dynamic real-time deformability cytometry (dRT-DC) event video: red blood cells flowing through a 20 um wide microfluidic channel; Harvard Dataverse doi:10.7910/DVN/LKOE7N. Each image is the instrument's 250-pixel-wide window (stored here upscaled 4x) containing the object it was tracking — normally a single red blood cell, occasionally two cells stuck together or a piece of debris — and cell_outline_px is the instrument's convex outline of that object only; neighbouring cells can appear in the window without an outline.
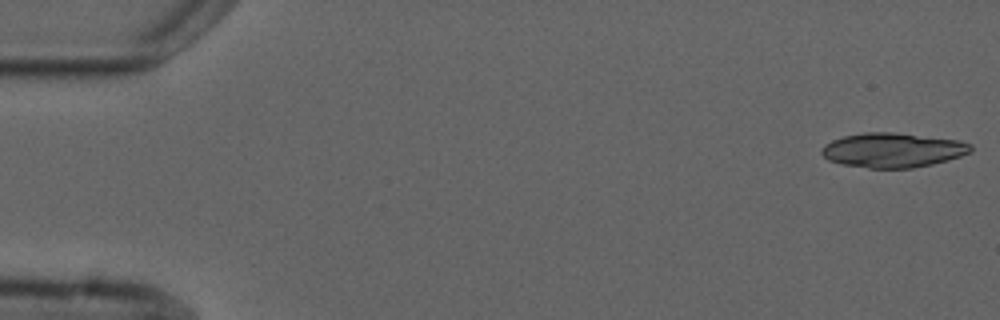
{"species": "common noctule bat (a hibernating species)", "species_latin": "Nyctalus noctula", "temperature_condition": "cold", "stored_images_in_passage": 6, "camera_frame_rate_fps": 3000, "um_per_image_px": 0.085, "animal": {"sex": "male", "forearm_length_mm": 52.5}, "frame": {"image": 1, "passage_image": 1, "time_ms": 0.0, "image_size_px": [1000, 320], "cell_outline_px": [[972, 152], [948, 160], [932, 164], [912, 168], [868, 168], [844, 164], [828, 160], [820, 152], [820, 148], [824, 144], [832, 140], [844, 136], [864, 132], [892, 132], [960, 140], [972, 144]], "centroid_in_image_um": [75.89, 12.76], "position_along_channel_um": 9.1, "area_um2": 30.11}}
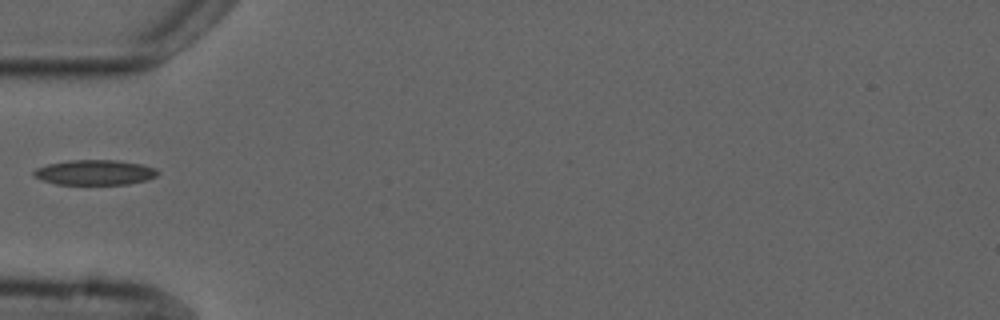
{"frame": {"image": 2, "passage_image": 5, "time_ms": 5.667, "image_size_px": [1000, 320], "cell_outline_px": [[160, 172], [156, 176], [148, 180], [128, 184], [56, 184], [32, 176], [32, 172], [36, 168], [48, 164], [72, 160], [116, 160], [140, 164], [156, 168]], "centroid_in_image_um": [8.07, 14.66], "position_along_channel_um": 76.9, "area_um2": 18.09}}
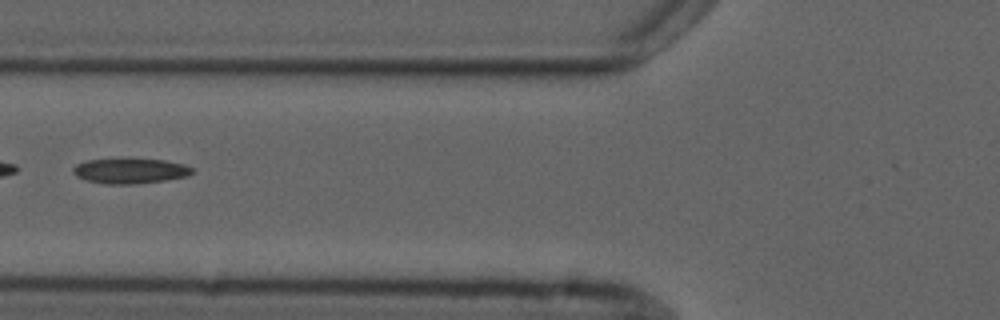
{"frame": {"image": 3, "passage_image": 6, "time_ms": 6.667, "image_size_px": [1000, 320], "cell_outline_px": [[196, 172], [188, 176], [164, 180], [132, 184], [104, 184], [88, 180], [76, 176], [72, 172], [72, 168], [76, 164], [88, 160], [128, 156], [164, 160], [184, 164], [196, 168]], "centroid_in_image_um": [11.09, 14.48], "position_along_channel_um": 114.7, "area_um2": 18.32}}